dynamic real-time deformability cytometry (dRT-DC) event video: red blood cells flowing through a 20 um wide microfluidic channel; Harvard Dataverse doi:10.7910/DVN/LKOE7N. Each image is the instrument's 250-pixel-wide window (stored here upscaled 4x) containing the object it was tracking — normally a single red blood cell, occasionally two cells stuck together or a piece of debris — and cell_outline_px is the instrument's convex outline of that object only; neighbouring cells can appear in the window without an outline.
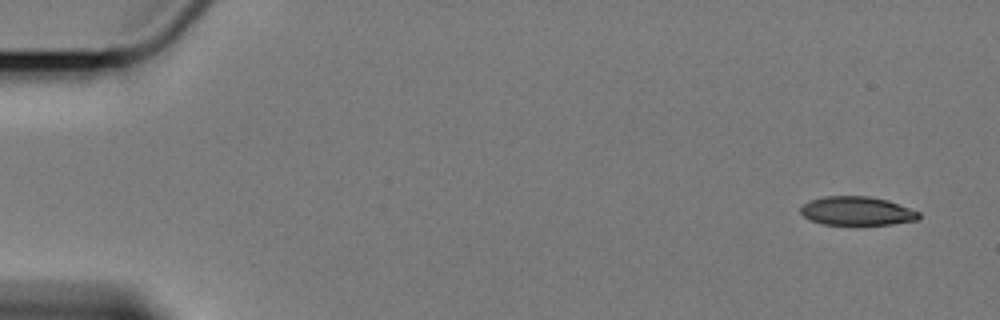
{"species": "Egyptian fruit bat (a non-hibernating species)", "species_latin": "Rousettus aegyptiacus", "temperature_condition": "cold", "stored_images_in_passage": 6, "camera_frame_rate_fps": 3000, "um_per_image_px": 0.085, "animal": {"sex": "female"}, "frame": {"image": 1, "passage_image": 1, "time_ms": 0.0, "image_size_px": [1000, 320], "cell_outline_px": [[920, 216], [916, 220], [892, 224], [820, 224], [804, 216], [800, 212], [800, 208], [804, 204], [812, 200], [824, 196], [868, 196], [888, 200], [920, 212]], "centroid_in_image_um": [72.84, 17.93], "position_along_channel_um": 12.2, "area_um2": 19.59}}
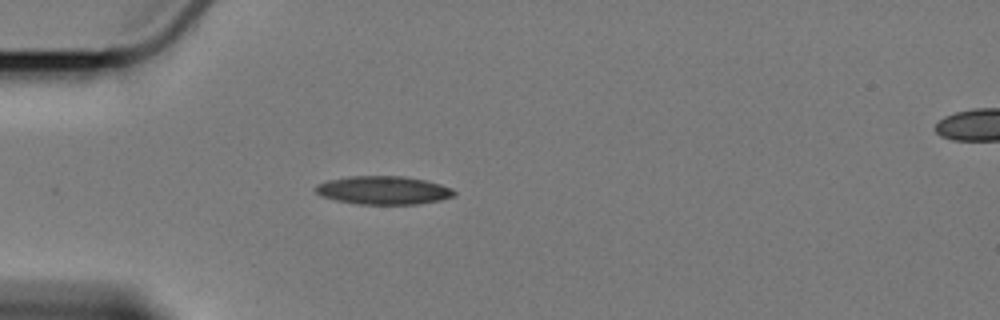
{"frame": {"image": 2, "passage_image": 5, "time_ms": 4.667, "image_size_px": [1000, 320], "cell_outline_px": [[456, 192], [452, 196], [440, 200], [416, 204], [360, 204], [336, 200], [324, 196], [316, 192], [316, 184], [328, 180], [348, 176], [404, 176], [424, 180], [440, 184], [452, 188]], "centroid_in_image_um": [32.59, 16.16], "position_along_channel_um": 52.4, "area_um2": 22.66}}